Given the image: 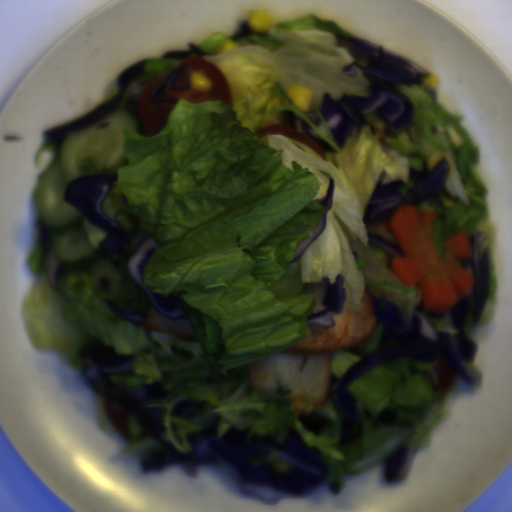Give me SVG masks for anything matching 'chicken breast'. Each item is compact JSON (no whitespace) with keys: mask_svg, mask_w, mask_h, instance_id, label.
Instances as JSON below:
<instances>
[{"mask_svg":"<svg viewBox=\"0 0 512 512\" xmlns=\"http://www.w3.org/2000/svg\"><path fill=\"white\" fill-rule=\"evenodd\" d=\"M377 317L365 289L357 312L347 305L334 310L331 327L309 324L308 337L274 356L246 364L250 385L260 392L290 390V413L320 409L327 399L331 378V357L337 350L366 344Z\"/></svg>","mask_w":512,"mask_h":512,"instance_id":"cb542c10","label":"chicken breast"},{"mask_svg":"<svg viewBox=\"0 0 512 512\" xmlns=\"http://www.w3.org/2000/svg\"><path fill=\"white\" fill-rule=\"evenodd\" d=\"M141 325L147 331H157L172 336L199 341L193 323L189 318L183 317L177 320H172L156 309L153 303L151 304L148 313H146L145 321Z\"/></svg>","mask_w":512,"mask_h":512,"instance_id":"c9198e5e","label":"chicken breast"},{"mask_svg":"<svg viewBox=\"0 0 512 512\" xmlns=\"http://www.w3.org/2000/svg\"><path fill=\"white\" fill-rule=\"evenodd\" d=\"M366 231L375 236H382L390 242L399 243L392 230L388 226V220H379L365 225Z\"/></svg>","mask_w":512,"mask_h":512,"instance_id":"ea81aa3d","label":"chicken breast"}]
</instances>
